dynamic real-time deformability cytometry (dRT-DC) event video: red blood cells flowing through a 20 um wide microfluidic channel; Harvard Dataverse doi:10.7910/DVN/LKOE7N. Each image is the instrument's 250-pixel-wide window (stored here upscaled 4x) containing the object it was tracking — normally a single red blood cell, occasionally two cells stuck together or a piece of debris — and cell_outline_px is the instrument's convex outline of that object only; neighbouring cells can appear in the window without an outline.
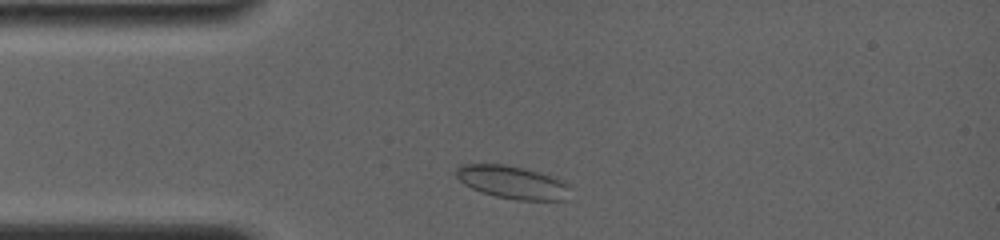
{"species": "common noctule bat (a hibernating species)", "species_latin": "Nyctalus noctula", "temperature_condition": "room temperature", "stored_images_in_passage": 27, "camera_frame_rate_fps": 4000, "um_per_image_px": 0.085, "animal": {"sex": "female", "body_mass_g": 19.0, "forearm_length_mm": 56.7}, "frame": {"image": 1, "passage_image": 1, "time_ms": 0.0, "image_size_px": [1000, 240], "cell_outline_px": [[568, 200], [516, 200], [496, 196], [480, 192], [464, 184], [456, 176], [456, 168], [460, 164], [504, 164], [536, 172], [564, 180], [568, 184]], "centroid_in_image_um": [43.53, 15.5], "position_along_channel_um": 41.5, "area_um2": 21.68}}
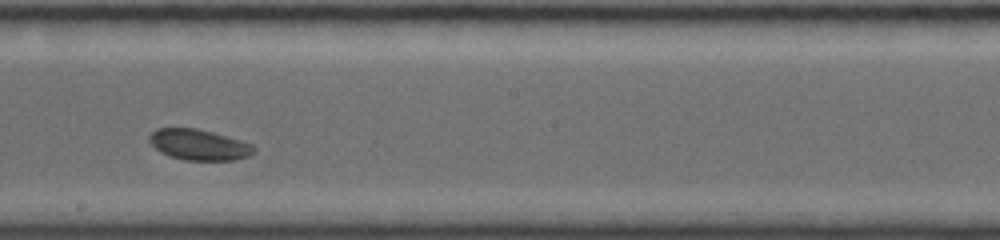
{"frame": {"image": 2, "passage_image": 17, "time_ms": 5.5, "image_size_px": [1000, 240], "cell_outline_px": [[256, 152], [252, 156], [236, 160], [184, 160], [168, 156], [160, 152], [148, 140], [148, 136], [156, 128], [196, 128], [212, 132], [240, 140], [252, 144], [256, 148]], "centroid_in_image_um": [16.93, 12.31], "position_along_channel_um": 231.3, "area_um2": 18.96}}
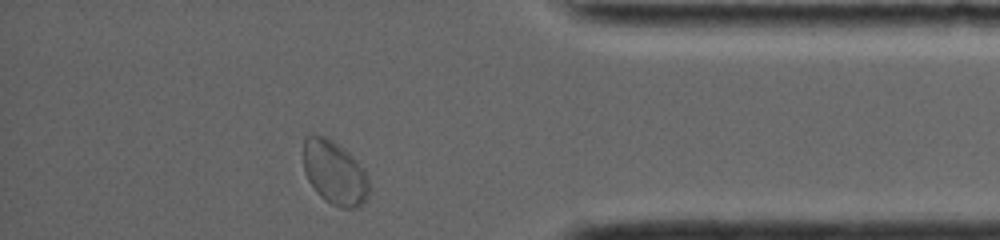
{"frame": {"image": 3, "passage_image": 27, "time_ms": 10.5, "image_size_px": [1000, 240], "cell_outline_px": [[368, 196], [356, 208], [340, 208], [324, 200], [316, 192], [308, 180], [304, 172], [304, 140], [308, 136], [324, 136], [332, 140], [364, 172], [368, 180]], "centroid_in_image_um": [28.38, 14.74], "position_along_channel_um": 406.8, "area_um2": 23.47}, "authors_computed_cell_mechanics": {"area_um2": 19.5364, "velocity_mm_per_s": 3.7747, "shape_relaxation_time_tau1_ms": 4.6219, "shape_relaxation_time_tau2_ms": null, "deformation_change_tau1": 0.0654, "deformation_change_tau2": null}}